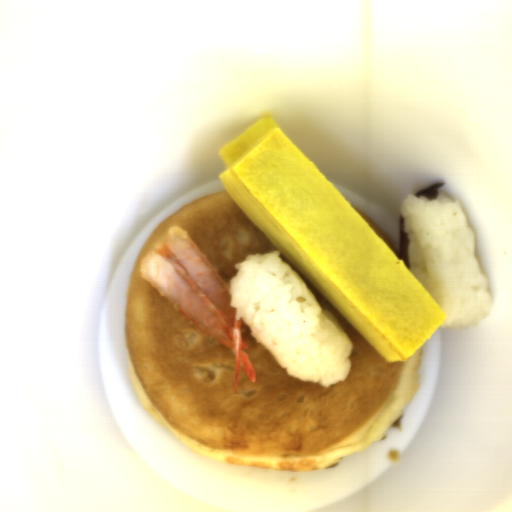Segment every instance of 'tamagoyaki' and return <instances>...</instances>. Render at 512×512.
<instances>
[{"instance_id":"1","label":"tamagoyaki","mask_w":512,"mask_h":512,"mask_svg":"<svg viewBox=\"0 0 512 512\" xmlns=\"http://www.w3.org/2000/svg\"><path fill=\"white\" fill-rule=\"evenodd\" d=\"M217 155L236 204L389 363L441 328L446 313L411 268L268 114Z\"/></svg>"}]
</instances>
